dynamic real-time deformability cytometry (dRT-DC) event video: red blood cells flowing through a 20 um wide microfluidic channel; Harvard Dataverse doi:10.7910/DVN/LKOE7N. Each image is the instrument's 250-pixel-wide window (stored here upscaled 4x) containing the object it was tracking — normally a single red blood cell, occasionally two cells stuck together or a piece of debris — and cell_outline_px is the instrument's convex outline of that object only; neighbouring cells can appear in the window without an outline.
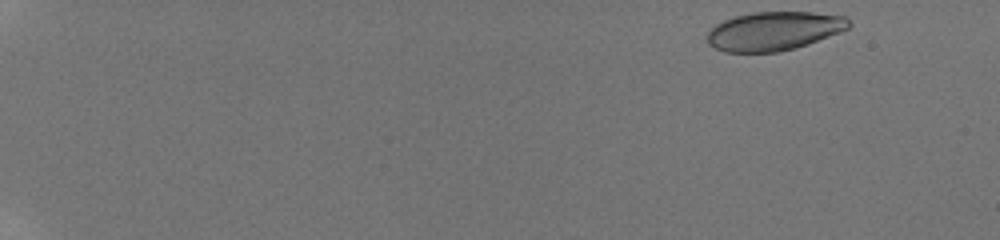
{"species": "human", "species_latin": "Homo sapiens", "temperature_condition": "room temperature", "stored_images_in_passage": 23, "camera_frame_rate_fps": 3000, "um_per_image_px": 0.085, "donor": {"sex": "male"}, "frame": {"image": 1, "passage_image": 1, "time_ms": 0.0, "image_size_px": [1000, 240], "cell_outline_px": [[852, 24], [848, 28], [840, 32], [808, 44], [796, 48], [776, 52], [724, 52], [708, 44], [708, 32], [716, 24], [724, 20], [736, 16], [752, 12], [812, 12], [848, 16]], "centroid_in_image_um": [65.82, 2.63], "position_along_channel_um": 19.2, "area_um2": 32.08}}
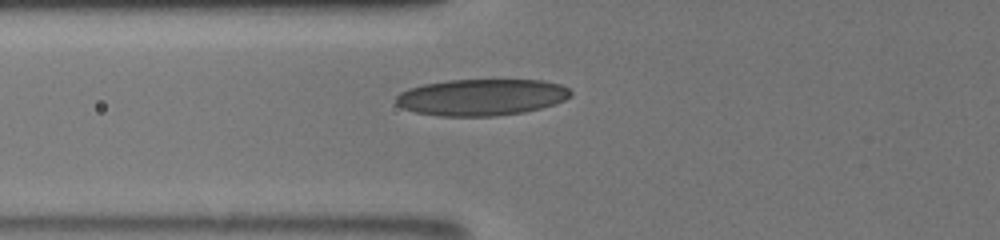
{"frame": {"image": 2, "passage_image": 17, "time_ms": 6.333, "image_size_px": [1000, 240], "cell_outline_px": [[572, 96], [564, 100], [540, 108], [524, 112], [496, 116], [440, 116], [416, 112], [404, 108], [396, 104], [396, 96], [400, 92], [408, 88], [424, 84], [448, 80], [544, 80], [560, 84], [568, 88], [572, 92]], "centroid_in_image_um": [40.93, 8.26], "position_along_channel_um": 84.9, "area_um2": 37.22}}
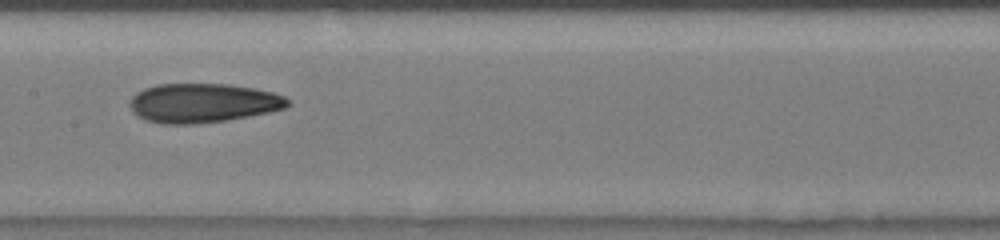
{"frame": {"image": 3, "passage_image": 22, "time_ms": 9.0, "image_size_px": [1000, 240], "cell_outline_px": [[288, 104], [284, 108], [268, 112], [248, 116], [224, 120], [192, 124], [164, 124], [144, 120], [132, 112], [128, 104], [132, 96], [136, 92], [144, 88], [156, 84], [228, 84], [256, 88], [272, 92], [284, 96], [288, 100]], "centroid_in_image_um": [17.18, 8.75], "position_along_channel_um": 190.2, "area_um2": 36.07}}